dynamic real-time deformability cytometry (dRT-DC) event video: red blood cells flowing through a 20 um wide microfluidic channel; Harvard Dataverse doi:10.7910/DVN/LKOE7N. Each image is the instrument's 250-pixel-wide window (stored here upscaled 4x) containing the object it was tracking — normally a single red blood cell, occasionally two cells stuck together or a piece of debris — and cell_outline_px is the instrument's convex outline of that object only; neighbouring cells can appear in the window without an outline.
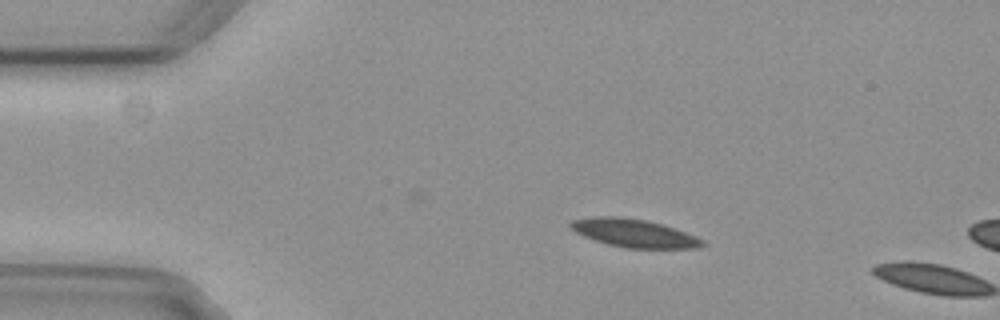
{"species": "common noctule bat (a hibernating species)", "species_latin": "Nyctalus noctula", "temperature_condition": "cold", "stored_images_in_passage": 3, "camera_frame_rate_fps": 3000, "um_per_image_px": 0.085, "animal": {"sex": "female", "body_mass_g": 29.2, "forearm_length_mm": 56.3}, "frame": {"image": 1, "passage_image": 2, "time_ms": 0.333, "image_size_px": [1000, 320], "cell_outline_px": [[708, 244], [700, 248], [624, 248], [608, 244], [584, 236], [576, 232], [568, 224], [572, 220], [596, 216], [620, 216], [648, 220], [696, 236], [704, 240]], "centroid_in_image_um": [53.92, 19.82], "position_along_channel_um": 31.1, "area_um2": 21.56}}